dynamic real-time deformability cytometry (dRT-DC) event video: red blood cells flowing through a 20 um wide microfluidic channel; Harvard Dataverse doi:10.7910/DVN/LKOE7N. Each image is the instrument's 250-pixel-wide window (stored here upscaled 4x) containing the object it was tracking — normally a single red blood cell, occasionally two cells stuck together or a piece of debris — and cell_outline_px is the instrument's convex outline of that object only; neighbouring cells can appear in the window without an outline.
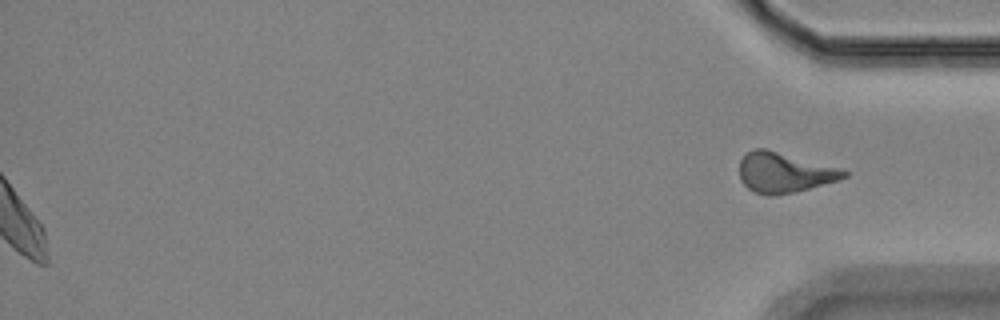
{"species": "Egyptian fruit bat (a non-hibernating species)", "species_latin": "Rousettus aegyptiacus", "temperature_condition": "room temperature", "stored_images_in_passage": 43, "segment_of_instrument_passage": [2, 2], "camera_frame_rate_fps": 3000, "um_per_image_px": 0.085, "animal": {"sex": "female"}, "frame": {"image": 1, "passage_image": 43, "time_ms": 14.0, "image_size_px": [1000, 320], "cell_outline_px": [[848, 176], [836, 180], [796, 192], [776, 196], [768, 196], [756, 192], [748, 188], [740, 180], [740, 160], [748, 152], [756, 148], [764, 148], [844, 168], [848, 172]], "centroid_in_image_um": [66.68, 14.67], "position_along_channel_um": 368.5, "area_um2": 24.51}}